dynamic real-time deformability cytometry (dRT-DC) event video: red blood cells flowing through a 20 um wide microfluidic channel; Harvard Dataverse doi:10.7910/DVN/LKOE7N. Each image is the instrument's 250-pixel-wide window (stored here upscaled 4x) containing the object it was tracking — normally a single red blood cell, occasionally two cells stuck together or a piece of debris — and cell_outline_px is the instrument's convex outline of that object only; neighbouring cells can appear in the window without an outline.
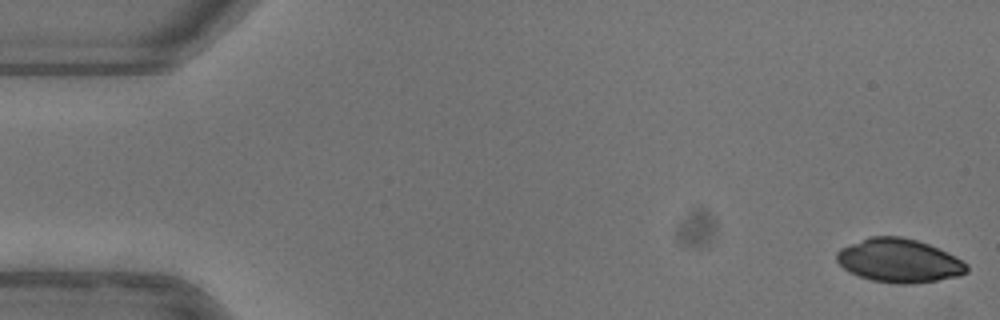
{"species": "common noctule bat (a hibernating species)", "species_latin": "Nyctalus noctula", "temperature_condition": "warm", "stored_images_in_passage": 23, "camera_frame_rate_fps": 3000, "um_per_image_px": 0.085, "animal": {"sex": "female"}, "frame": {"image": 1, "passage_image": 1, "time_ms": 0.0, "image_size_px": [1000, 320], "cell_outline_px": [[968, 272], [960, 276], [912, 284], [900, 284], [872, 280], [848, 272], [836, 260], [836, 252], [840, 248], [868, 236], [900, 236], [916, 240], [928, 244], [948, 252], [968, 264]], "centroid_in_image_um": [76.42, 22.15], "position_along_channel_um": 8.6, "area_um2": 33.18}}